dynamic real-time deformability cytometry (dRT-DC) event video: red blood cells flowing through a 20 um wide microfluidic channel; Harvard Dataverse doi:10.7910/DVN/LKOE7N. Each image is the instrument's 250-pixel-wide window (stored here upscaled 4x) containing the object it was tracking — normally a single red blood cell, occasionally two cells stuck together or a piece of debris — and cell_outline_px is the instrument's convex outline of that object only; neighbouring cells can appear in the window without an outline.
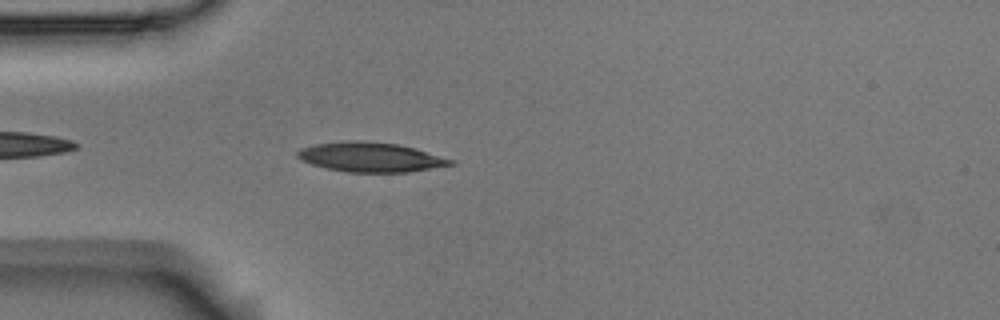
{"species": "Egyptian fruit bat (a non-hibernating species)", "species_latin": "Rousettus aegyptiacus", "temperature_condition": "room temperature", "stored_images_in_passage": 4, "camera_frame_rate_fps": 3000, "um_per_image_px": 0.085, "animal": {"sex": "male"}, "frame": {"image": 1, "passage_image": 4, "time_ms": 1.0, "image_size_px": [1000, 320], "cell_outline_px": [[456, 164], [408, 172], [348, 172], [328, 168], [312, 164], [300, 160], [296, 156], [296, 152], [300, 148], [316, 144], [348, 140], [360, 140], [396, 144], [412, 148], [456, 160]], "centroid_in_image_um": [31.48, 13.35], "position_along_channel_um": 53.5, "area_um2": 26.24}}